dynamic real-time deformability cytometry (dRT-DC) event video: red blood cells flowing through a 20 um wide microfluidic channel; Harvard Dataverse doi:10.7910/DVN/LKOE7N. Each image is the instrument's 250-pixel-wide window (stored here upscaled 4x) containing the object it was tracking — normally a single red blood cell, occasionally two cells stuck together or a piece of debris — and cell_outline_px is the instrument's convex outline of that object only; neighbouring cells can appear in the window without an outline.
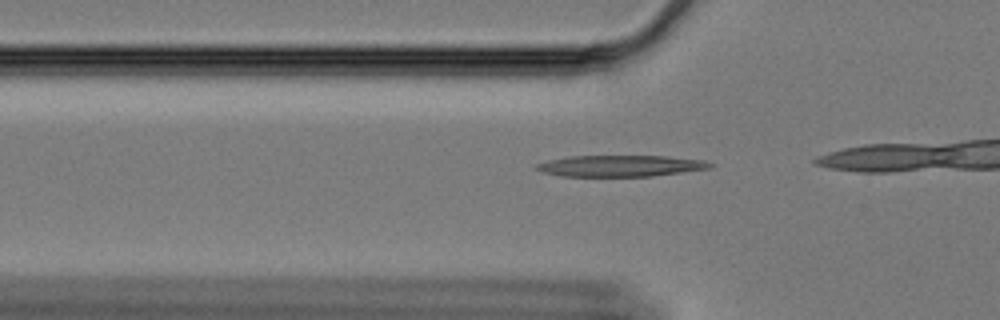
{"species": "Egyptian fruit bat (a non-hibernating species)", "species_latin": "Rousettus aegyptiacus", "temperature_condition": "cold", "stored_images_in_passage": 31, "camera_frame_rate_fps": 3000, "um_per_image_px": 0.085, "animal": {"sex": "female"}, "frame": {"image": 1, "passage_image": 14, "time_ms": 4.333, "image_size_px": [1000, 320], "cell_outline_px": [[712, 168], [652, 176], [560, 176], [544, 172], [536, 168], [536, 164], [548, 160], [568, 156], [664, 156], [704, 160], [712, 164]], "centroid_in_image_um": [52.74, 14.1], "position_along_channel_um": 73.1, "area_um2": 21.39}}
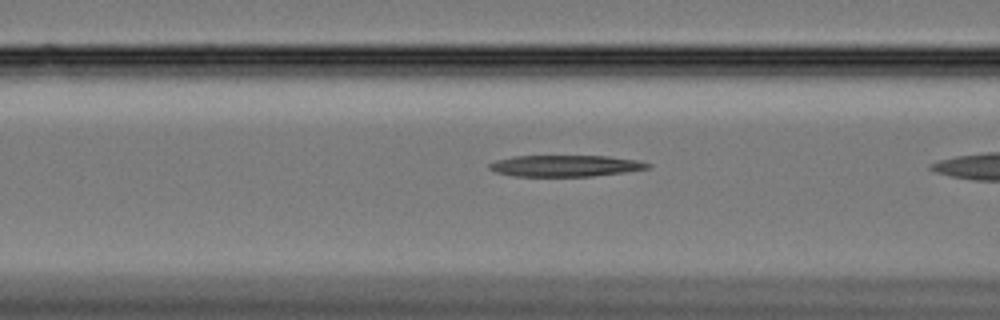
{"frame": {"image": 2, "passage_image": 18, "time_ms": 5.667, "image_size_px": [1000, 320], "cell_outline_px": [[652, 164], [648, 168], [624, 172], [592, 176], [512, 176], [496, 172], [488, 168], [488, 164], [496, 160], [512, 156], [608, 156], [640, 160]], "centroid_in_image_um": [48.04, 14.09], "position_along_channel_um": 118.6, "area_um2": 19.77}}
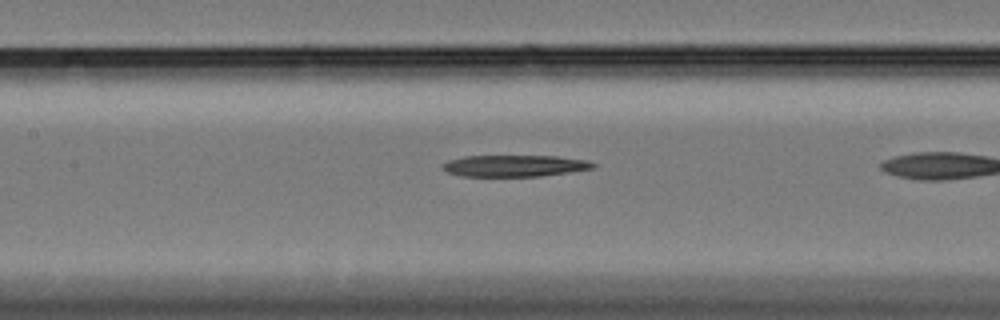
{"frame": {"image": 3, "passage_image": 22, "time_ms": 7.0, "image_size_px": [1000, 320], "cell_outline_px": [[596, 168], [540, 176], [460, 176], [448, 172], [444, 168], [444, 164], [448, 160], [464, 156], [556, 156], [588, 160], [596, 164]], "centroid_in_image_um": [43.79, 14.09], "position_along_channel_um": 163.6, "area_um2": 18.79}}